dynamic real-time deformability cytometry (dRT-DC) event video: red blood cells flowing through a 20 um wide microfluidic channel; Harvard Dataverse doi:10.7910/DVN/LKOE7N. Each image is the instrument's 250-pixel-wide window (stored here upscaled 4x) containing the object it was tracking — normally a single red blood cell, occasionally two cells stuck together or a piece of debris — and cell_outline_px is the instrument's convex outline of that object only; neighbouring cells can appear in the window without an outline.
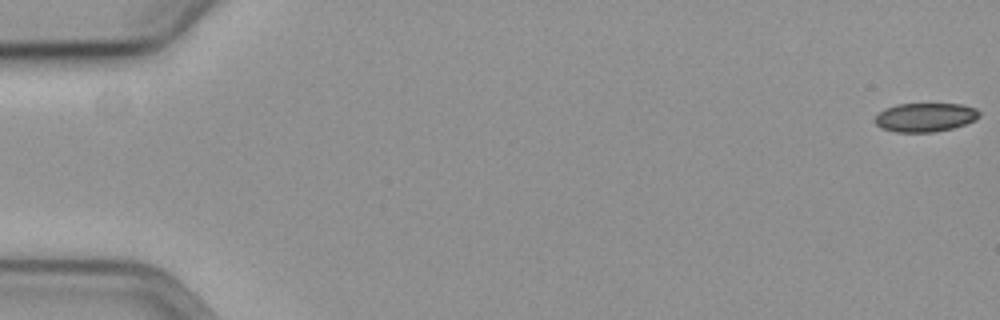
{"species": "common noctule bat (a hibernating species)", "species_latin": "Nyctalus noctula", "temperature_condition": "cold", "stored_images_in_passage": 59, "camera_frame_rate_fps": 3000, "um_per_image_px": 0.085, "animal": {"sex": "female", "body_mass_g": 19.3, "forearm_length_mm": 54.1}, "frame": {"image": 1, "passage_image": 1, "time_ms": 0.0, "image_size_px": [1000, 320], "cell_outline_px": [[980, 116], [976, 120], [952, 128], [932, 132], [896, 132], [880, 128], [872, 120], [884, 108], [896, 104], [960, 104], [976, 108], [980, 112]], "centroid_in_image_um": [78.62, 9.97], "position_along_channel_um": 6.4, "area_um2": 17.63}}
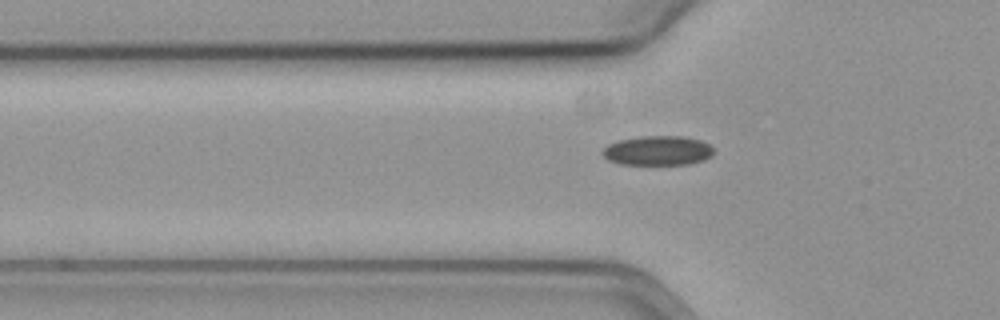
{"frame": {"image": 2, "passage_image": 20, "time_ms": 6.333, "image_size_px": [1000, 320], "cell_outline_px": [[712, 156], [704, 160], [688, 164], [620, 164], [608, 160], [600, 152], [608, 144], [620, 140], [640, 136], [680, 136], [700, 140], [708, 144], [712, 148]], "centroid_in_image_um": [55.88, 12.8], "position_along_channel_um": 69.9, "area_um2": 19.02}}
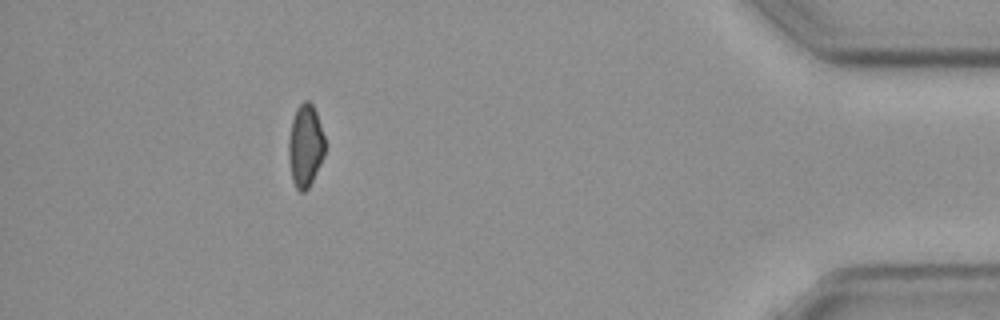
{"frame": {"image": 3, "passage_image": 53, "time_ms": 17.333, "image_size_px": [1000, 320], "cell_outline_px": [[324, 156], [308, 188], [304, 192], [300, 192], [296, 188], [292, 180], [288, 160], [288, 140], [292, 120], [296, 108], [304, 100], [308, 100], [312, 104], [316, 112], [324, 136]], "centroid_in_image_um": [25.93, 12.39], "position_along_channel_um": 409.3, "area_um2": 17.46}}